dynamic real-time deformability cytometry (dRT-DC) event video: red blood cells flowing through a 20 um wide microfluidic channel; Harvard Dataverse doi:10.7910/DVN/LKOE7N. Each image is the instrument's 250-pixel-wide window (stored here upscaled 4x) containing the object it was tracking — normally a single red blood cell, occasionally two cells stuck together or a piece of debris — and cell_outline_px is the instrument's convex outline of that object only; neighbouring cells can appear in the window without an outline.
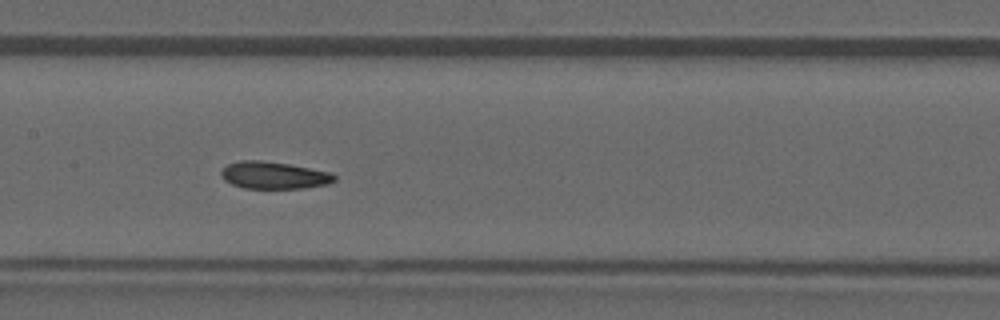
{"species": "common noctule bat (a hibernating species)", "species_latin": "Nyctalus noctula", "temperature_condition": "warm", "stored_images_in_passage": 43, "camera_frame_rate_fps": 3000, "um_per_image_px": 0.085, "animal": {"sex": "male", "forearm_length_mm": 52.5}, "frame": {"image": 1, "passage_image": 19, "time_ms": 6.0, "image_size_px": [1000, 320], "cell_outline_px": [[336, 180], [328, 184], [304, 188], [244, 188], [232, 184], [224, 180], [220, 172], [228, 164], [240, 160], [260, 160], [288, 164], [332, 172], [336, 176]], "centroid_in_image_um": [23.3, 14.9], "position_along_channel_um": 184.1, "area_um2": 17.92}}